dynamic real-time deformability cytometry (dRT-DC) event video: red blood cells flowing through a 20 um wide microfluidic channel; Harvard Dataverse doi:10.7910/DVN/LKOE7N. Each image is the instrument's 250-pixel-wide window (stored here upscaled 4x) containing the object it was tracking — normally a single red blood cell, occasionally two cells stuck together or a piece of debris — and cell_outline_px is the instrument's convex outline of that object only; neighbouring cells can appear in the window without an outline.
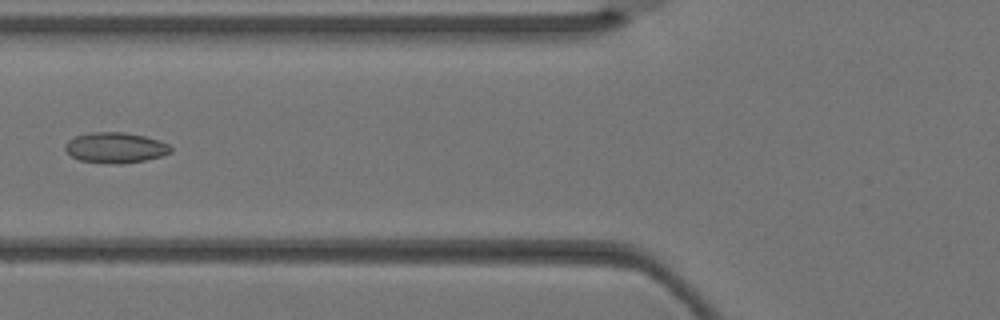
{"species": "Egyptian fruit bat (a non-hibernating species)", "species_latin": "Rousettus aegyptiacus", "temperature_condition": "warm", "stored_images_in_passage": 5, "camera_frame_rate_fps": 3000, "um_per_image_px": 0.085, "animal": {"sex": "female"}, "frame": {"image": 1, "passage_image": 5, "time_ms": 1.333, "image_size_px": [1000, 320], "cell_outline_px": [[172, 152], [160, 156], [144, 160], [120, 164], [116, 164], [80, 160], [72, 156], [64, 148], [64, 144], [68, 140], [76, 136], [92, 132], [124, 132], [144, 136], [160, 140], [168, 144], [172, 148]], "centroid_in_image_um": [9.82, 12.54], "position_along_channel_um": 116.0, "area_um2": 18.67}}